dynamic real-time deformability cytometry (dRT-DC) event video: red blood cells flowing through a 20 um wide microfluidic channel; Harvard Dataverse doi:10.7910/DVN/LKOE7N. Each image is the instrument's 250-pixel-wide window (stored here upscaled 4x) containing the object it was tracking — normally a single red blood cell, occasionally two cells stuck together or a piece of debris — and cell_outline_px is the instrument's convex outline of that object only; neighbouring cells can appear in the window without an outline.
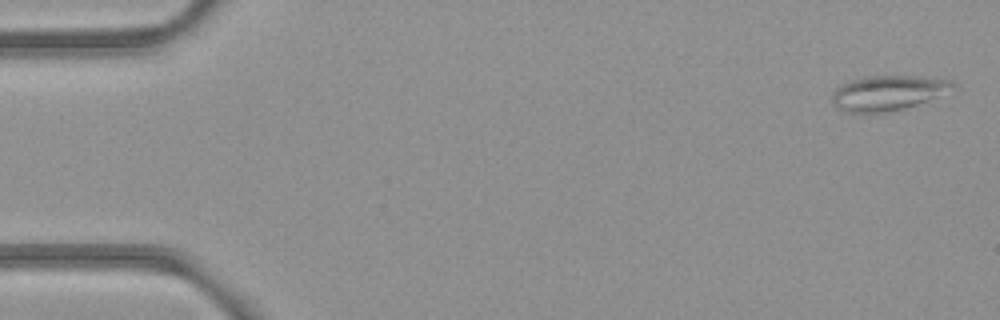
{"species": "common noctule bat (a hibernating species)", "species_latin": "Nyctalus noctula", "temperature_condition": "room temperature", "stored_images_in_passage": 5, "camera_frame_rate_fps": 3000, "um_per_image_px": 0.085, "animal": {"sex": "female", "body_mass_g": 21.9}, "frame": {"image": 1, "passage_image": 1, "time_ms": 0.0, "image_size_px": [1000, 320], "cell_outline_px": [[956, 88], [928, 100], [904, 108], [884, 112], [844, 112], [836, 108], [832, 104], [832, 92], [836, 88], [852, 80], [864, 76], [920, 76], [952, 80], [956, 84]], "centroid_in_image_um": [75.46, 7.89], "position_along_channel_um": 9.5, "area_um2": 24.51}}